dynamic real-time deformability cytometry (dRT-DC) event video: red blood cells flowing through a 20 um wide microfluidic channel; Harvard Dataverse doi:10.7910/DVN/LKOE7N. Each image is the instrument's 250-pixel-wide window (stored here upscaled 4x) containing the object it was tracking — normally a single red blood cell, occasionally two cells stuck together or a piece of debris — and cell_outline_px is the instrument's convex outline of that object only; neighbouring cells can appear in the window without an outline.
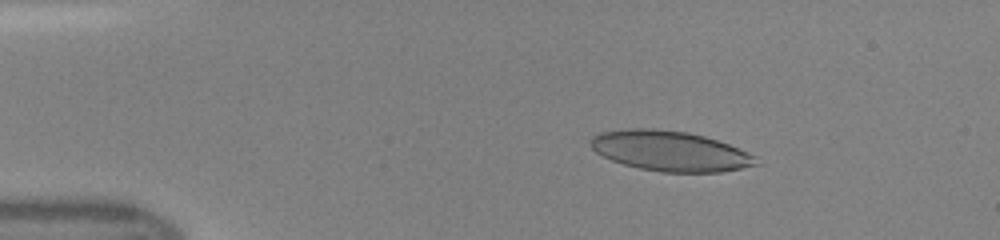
{"species": "human", "species_latin": "Homo sapiens", "temperature_condition": "room temperature", "stored_images_in_passage": 40, "camera_frame_rate_fps": 3000, "um_per_image_px": 0.085, "donor": {"sex": "female"}, "frame": {"image": 1, "passage_image": 8, "time_ms": 2.333, "image_size_px": [1000, 240], "cell_outline_px": [[760, 164], [720, 172], [660, 172], [640, 168], [624, 164], [612, 160], [596, 152], [588, 144], [588, 140], [592, 136], [600, 132], [628, 128], [652, 128], [688, 132], [704, 136], [728, 144], [748, 152], [756, 156]], "centroid_in_image_um": [56.93, 12.83], "position_along_channel_um": 28.1, "area_um2": 38.78}}
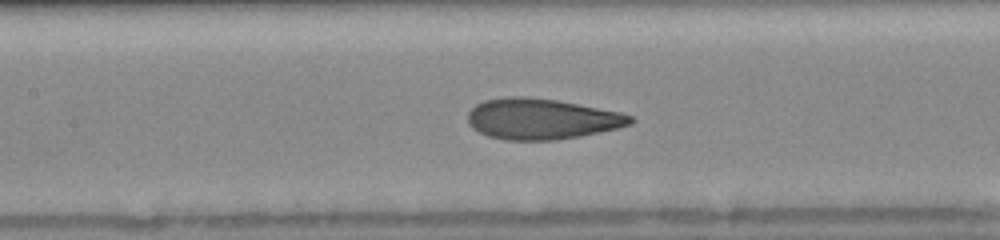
{"frame": {"image": 2, "passage_image": 22, "time_ms": 7.0, "image_size_px": [1000, 240], "cell_outline_px": [[636, 120], [632, 124], [600, 132], [580, 136], [556, 140], [504, 140], [488, 136], [472, 128], [468, 124], [468, 112], [476, 104], [484, 100], [508, 96], [524, 96], [556, 100], [620, 112], [632, 116]], "centroid_in_image_um": [46.02, 10.11], "position_along_channel_um": 161.4, "area_um2": 38.67}}
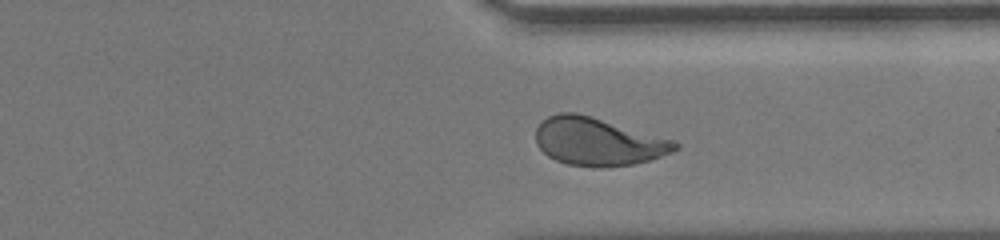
{"frame": {"image": 3, "passage_image": 36, "time_ms": 11.667, "image_size_px": [1000, 240], "cell_outline_px": [[680, 148], [672, 152], [648, 160], [632, 164], [600, 168], [568, 164], [556, 160], [548, 156], [536, 144], [536, 128], [548, 116], [560, 112], [576, 112], [676, 140], [680, 144]], "centroid_in_image_um": [50.85, 12.04], "position_along_channel_um": 360.6, "area_um2": 38.84}}